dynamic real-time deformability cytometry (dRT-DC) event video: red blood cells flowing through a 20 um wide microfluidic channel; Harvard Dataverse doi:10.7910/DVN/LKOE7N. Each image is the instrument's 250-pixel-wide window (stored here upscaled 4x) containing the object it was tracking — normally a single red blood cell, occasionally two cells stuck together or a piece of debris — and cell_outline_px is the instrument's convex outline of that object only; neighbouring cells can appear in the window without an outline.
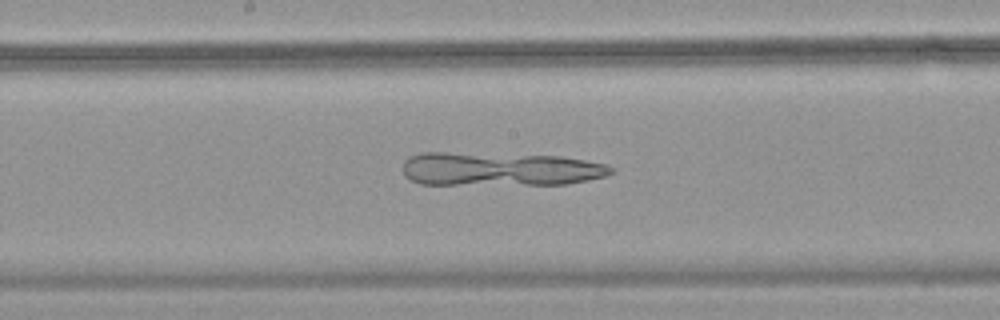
{"species": "common noctule bat (a hibernating species)", "species_latin": "Nyctalus noctula", "temperature_condition": "warm", "stored_images_in_passage": 45, "camera_frame_rate_fps": 3000, "um_per_image_px": 0.085, "animal": {"sex": "female", "body_mass_g": 18.4}, "frame": {"image": 1, "passage_image": 20, "time_ms": 6.333, "image_size_px": [1000, 320], "cell_outline_px": [[616, 172], [604, 176], [588, 180], [564, 184], [420, 184], [404, 176], [404, 160], [408, 156], [420, 152], [444, 152], [560, 156], [608, 164], [616, 168]], "centroid_in_image_um": [42.5, 14.36], "position_along_channel_um": 205.7, "area_um2": 41.04}}